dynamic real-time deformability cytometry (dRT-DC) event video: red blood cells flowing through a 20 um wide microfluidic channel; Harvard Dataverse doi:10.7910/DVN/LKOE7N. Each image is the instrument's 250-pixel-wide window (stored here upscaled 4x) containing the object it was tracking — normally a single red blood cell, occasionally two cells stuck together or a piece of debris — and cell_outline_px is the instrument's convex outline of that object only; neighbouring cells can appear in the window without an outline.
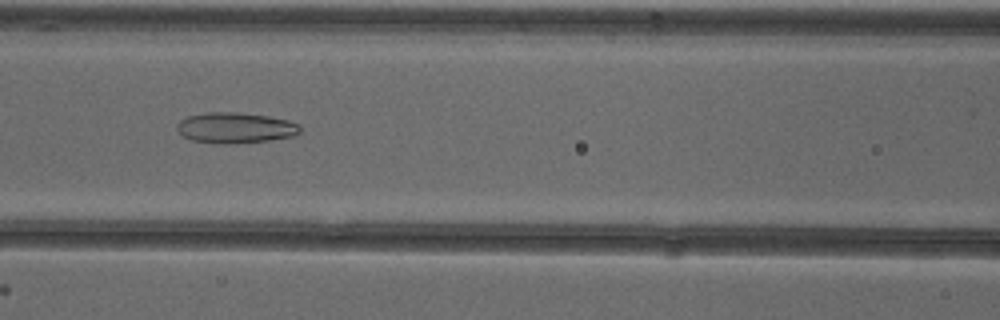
{"species": "common noctule bat (a hibernating species)", "species_latin": "Nyctalus noctula", "temperature_condition": "cold", "stored_images_in_passage": 53, "camera_frame_rate_fps": 3000, "um_per_image_px": 0.085, "animal": {"sex": "female"}, "frame": {"image": 1, "passage_image": 24, "time_ms": 7.667, "image_size_px": [1000, 320], "cell_outline_px": [[300, 132], [296, 136], [268, 140], [228, 144], [220, 144], [192, 140], [184, 136], [176, 128], [176, 124], [180, 120], [188, 116], [208, 112], [236, 112], [268, 116], [288, 120], [300, 124]], "centroid_in_image_um": [20.02, 10.86], "position_along_channel_um": 146.6, "area_um2": 22.02}}
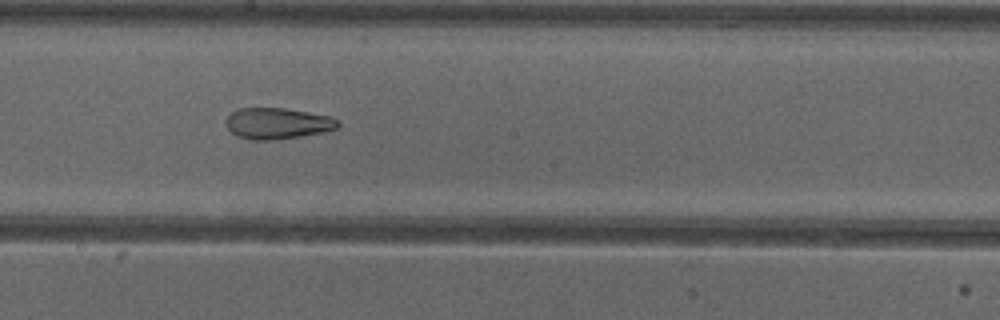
{"frame": {"image": 2, "passage_image": 30, "time_ms": 9.667, "image_size_px": [1000, 320], "cell_outline_px": [[340, 124], [336, 128], [320, 132], [300, 136], [276, 140], [252, 140], [236, 136], [228, 128], [228, 116], [232, 112], [240, 108], [284, 108], [332, 116]], "centroid_in_image_um": [23.58, 10.49], "position_along_channel_um": 224.6, "area_um2": 20.06}}
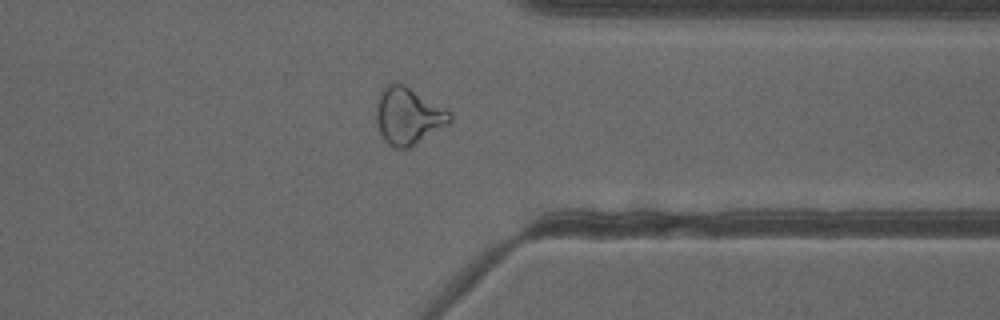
{"frame": {"image": 3, "passage_image": 42, "time_ms": 13.667, "image_size_px": [1000, 320], "cell_outline_px": [[452, 124], [412, 148], [396, 148], [388, 144], [380, 136], [376, 120], [376, 104], [380, 92], [392, 80], [404, 84], [452, 112]], "centroid_in_image_um": [34.73, 9.88], "position_along_channel_um": 376.7, "area_um2": 25.26}, "authors_computed_cell_mechanics": {"area_um2": 27.166, "velocity_mm_per_s": 3.9044, "shape_relaxation_time_tau1_ms": null, "shape_relaxation_time_tau2_ms": 2.7485, "deformation_change_tau1": null, "deformation_change_tau2": 0.1094}}